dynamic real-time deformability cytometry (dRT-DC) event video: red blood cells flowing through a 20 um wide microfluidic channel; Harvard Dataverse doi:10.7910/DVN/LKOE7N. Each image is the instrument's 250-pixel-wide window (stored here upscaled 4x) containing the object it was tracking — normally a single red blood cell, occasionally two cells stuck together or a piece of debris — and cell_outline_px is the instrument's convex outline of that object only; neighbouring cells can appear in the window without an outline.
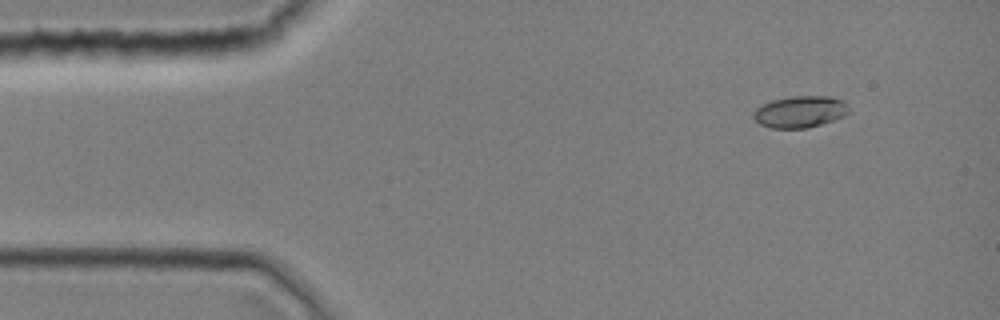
{"species": "common noctule bat (a hibernating species)", "species_latin": "Nyctalus noctula", "temperature_condition": "room temperature", "stored_images_in_passage": 2, "camera_frame_rate_fps": 3000, "um_per_image_px": 0.085, "animal": {"sex": "female", "body_mass_g": 19.0, "forearm_length_mm": 51.5}, "frame": {"image": 1, "passage_image": 1, "time_ms": 0.0, "image_size_px": [1000, 320], "cell_outline_px": [[848, 112], [844, 116], [808, 128], [772, 128], [760, 124], [752, 116], [752, 112], [760, 104], [772, 100], [792, 96], [828, 96], [840, 100], [848, 108]], "centroid_in_image_um": [67.93, 9.5], "position_along_channel_um": 17.1, "area_um2": 17.46}}